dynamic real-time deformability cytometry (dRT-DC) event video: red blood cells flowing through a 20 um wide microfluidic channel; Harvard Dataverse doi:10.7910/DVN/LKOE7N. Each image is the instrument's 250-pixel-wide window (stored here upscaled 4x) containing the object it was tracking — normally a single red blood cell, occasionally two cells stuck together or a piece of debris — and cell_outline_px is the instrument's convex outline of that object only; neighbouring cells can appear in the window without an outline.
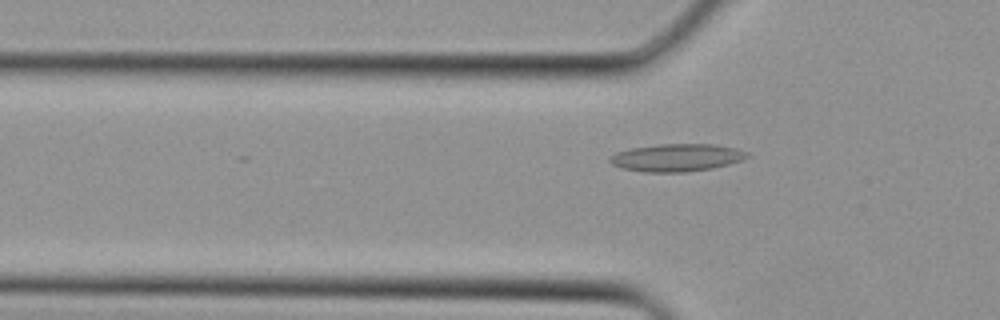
{"species": "Egyptian fruit bat (a non-hibernating species)", "species_latin": "Rousettus aegyptiacus", "temperature_condition": "cold", "stored_images_in_passage": 3, "camera_frame_rate_fps": 3000, "um_per_image_px": 0.085, "animal": {"sex": "female"}, "frame": {"image": 1, "passage_image": 3, "time_ms": 0.667, "image_size_px": [1000, 320], "cell_outline_px": [[748, 156], [740, 160], [728, 164], [712, 168], [684, 172], [644, 172], [620, 168], [612, 164], [608, 160], [616, 152], [632, 148], [656, 144], [712, 144], [736, 148], [748, 152]], "centroid_in_image_um": [57.49, 13.39], "position_along_channel_um": 68.3, "area_um2": 21.96}}